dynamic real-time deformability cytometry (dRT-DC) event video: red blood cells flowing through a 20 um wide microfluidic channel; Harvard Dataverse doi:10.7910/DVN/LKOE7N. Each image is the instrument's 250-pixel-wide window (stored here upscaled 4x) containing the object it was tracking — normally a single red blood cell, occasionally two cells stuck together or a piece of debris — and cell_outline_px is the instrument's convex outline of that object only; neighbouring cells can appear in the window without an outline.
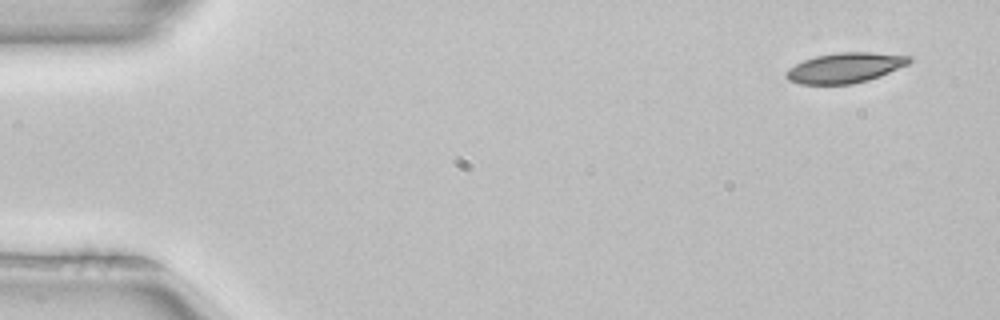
{"species": "common noctule bat (a hibernating species)", "species_latin": "Nyctalus noctula", "temperature_condition": "room temperature", "stored_images_in_passage": 4, "camera_frame_rate_fps": 3000, "um_per_image_px": 0.085, "animal": {"sex": "female", "body_mass_g": 22.7, "forearm_length_mm": 54.2}, "frame": {"image": 1, "passage_image": 1, "time_ms": 0.0, "image_size_px": [1000, 320], "cell_outline_px": [[912, 60], [908, 64], [880, 76], [868, 80], [852, 84], [800, 84], [788, 80], [784, 76], [784, 72], [788, 68], [804, 60], [816, 56], [840, 52], [872, 52], [912, 56]], "centroid_in_image_um": [71.82, 5.76], "position_along_channel_um": 13.2, "area_um2": 21.68}}
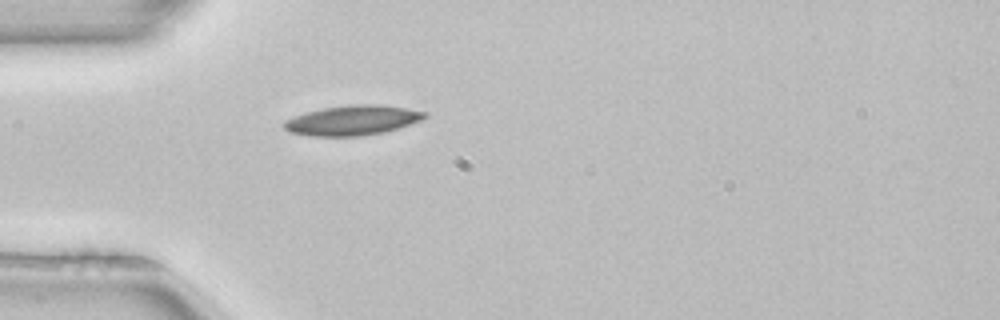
{"frame": {"image": 2, "passage_image": 4, "time_ms": 1.0, "image_size_px": [1000, 320], "cell_outline_px": [[428, 116], [420, 120], [384, 132], [360, 136], [308, 136], [288, 132], [284, 128], [284, 120], [308, 112], [324, 108], [352, 104], [380, 104], [428, 112]], "centroid_in_image_um": [29.95, 10.23], "position_along_channel_um": 55.1, "area_um2": 24.28}}